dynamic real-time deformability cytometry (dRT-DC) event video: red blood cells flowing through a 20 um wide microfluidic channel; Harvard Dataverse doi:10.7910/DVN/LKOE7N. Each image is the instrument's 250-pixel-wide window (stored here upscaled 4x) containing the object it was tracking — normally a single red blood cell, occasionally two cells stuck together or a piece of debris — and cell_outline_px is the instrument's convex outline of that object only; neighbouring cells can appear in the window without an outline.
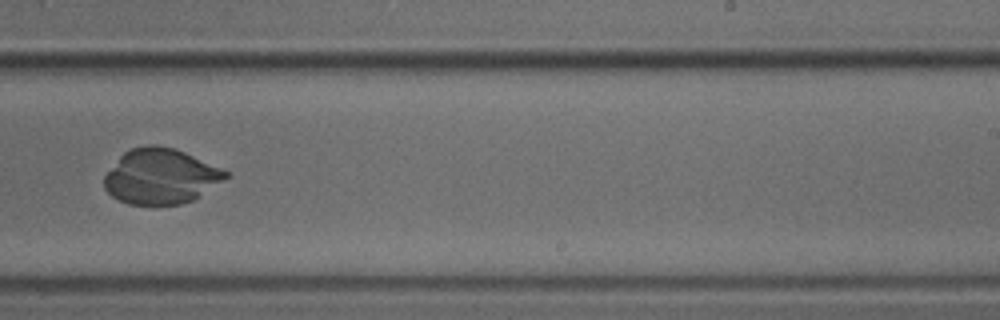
{"species": "common noctule bat (a hibernating species)", "species_latin": "Nyctalus noctula", "temperature_condition": "cold", "stored_images_in_passage": 52, "camera_frame_rate_fps": 3000, "um_per_image_px": 0.085, "animal": {"sex": "male", "body_mass_g": 18.8}, "frame": {"image": 1, "passage_image": 33, "time_ms": 10.667, "image_size_px": [1000, 320], "cell_outline_px": [[228, 176], [192, 200], [180, 204], [128, 204], [112, 196], [104, 188], [104, 176], [120, 156], [124, 152], [132, 148], [148, 144], [156, 144], [172, 148], [184, 152], [220, 168], [228, 172]], "centroid_in_image_um": [13.61, 14.98], "position_along_channel_um": 275.4, "area_um2": 38.44}}